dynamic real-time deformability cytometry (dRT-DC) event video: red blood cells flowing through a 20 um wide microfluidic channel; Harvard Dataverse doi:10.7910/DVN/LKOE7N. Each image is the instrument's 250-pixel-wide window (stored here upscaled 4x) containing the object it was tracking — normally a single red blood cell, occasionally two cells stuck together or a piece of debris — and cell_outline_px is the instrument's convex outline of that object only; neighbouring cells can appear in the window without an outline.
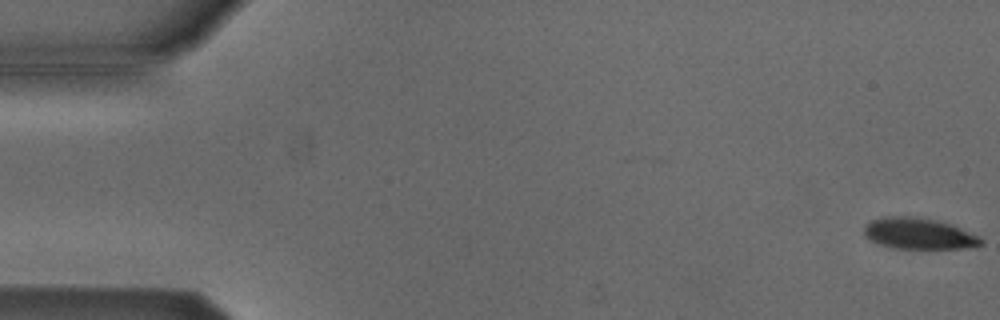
{"species": "Egyptian fruit bat (a non-hibernating species)", "species_latin": "Rousettus aegyptiacus", "temperature_condition": "cold", "stored_images_in_passage": 54, "camera_frame_rate_fps": 3000, "um_per_image_px": 0.085, "animal": {"sex": "male"}, "frame": {"image": 1, "passage_image": 1, "time_ms": 0.0, "image_size_px": [1000, 320], "cell_outline_px": [[984, 244], [968, 248], [892, 248], [868, 240], [864, 236], [864, 224], [872, 220], [884, 216], [912, 216], [936, 220], [952, 224], [980, 236], [984, 240]], "centroid_in_image_um": [78.1, 19.85], "position_along_channel_um": 6.9, "area_um2": 21.5}}
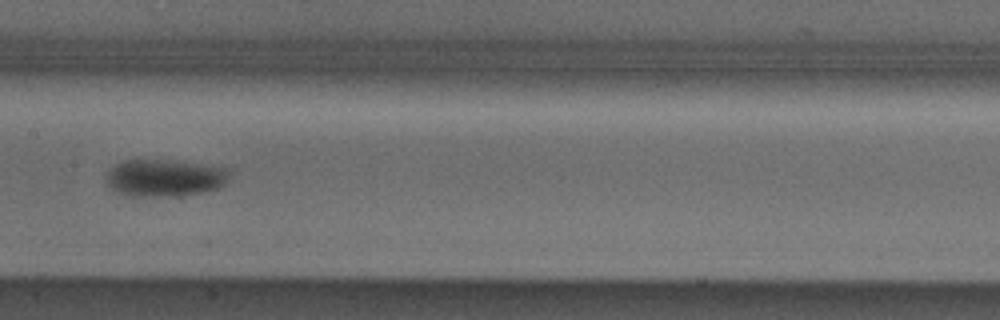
{"frame": {"image": 2, "passage_image": 27, "time_ms": 8.667, "image_size_px": [1000, 320], "cell_outline_px": [[228, 180], [220, 188], [204, 192], [172, 196], [132, 196], [108, 188], [104, 180], [104, 176], [108, 168], [124, 160], [156, 160], [228, 168]], "centroid_in_image_um": [13.9, 15.14], "position_along_channel_um": 193.5, "area_um2": 26.47}}
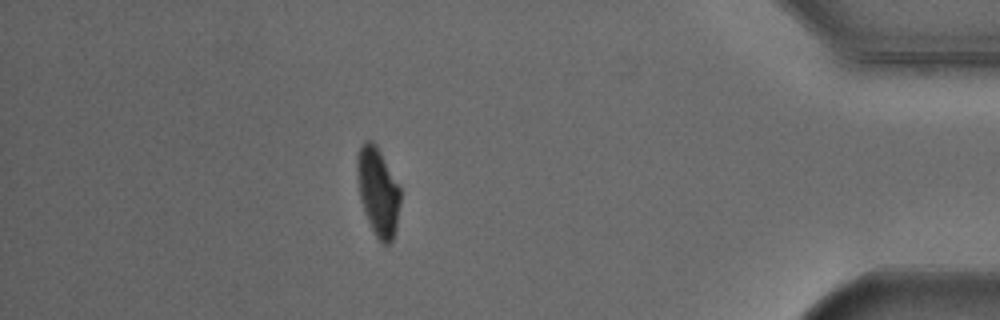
{"frame": {"image": 3, "passage_image": 47, "time_ms": 15.333, "image_size_px": [1000, 320], "cell_outline_px": [[400, 204], [396, 228], [392, 240], [388, 244], [384, 244], [376, 236], [364, 212], [360, 200], [356, 172], [356, 156], [364, 140], [372, 140], [376, 144], [400, 184]], "centroid_in_image_um": [32.13, 16.23], "position_along_channel_um": 403.1, "area_um2": 22.48}, "authors_computed_cell_mechanics": {"area_um2": 23.9003, "velocity_mm_per_s": 3.8628, "shape_relaxation_time_tau1_ms": 2.3864, "shape_relaxation_time_tau2_ms": null, "deformation_change_tau1": 0.1012, "deformation_change_tau2": null}}